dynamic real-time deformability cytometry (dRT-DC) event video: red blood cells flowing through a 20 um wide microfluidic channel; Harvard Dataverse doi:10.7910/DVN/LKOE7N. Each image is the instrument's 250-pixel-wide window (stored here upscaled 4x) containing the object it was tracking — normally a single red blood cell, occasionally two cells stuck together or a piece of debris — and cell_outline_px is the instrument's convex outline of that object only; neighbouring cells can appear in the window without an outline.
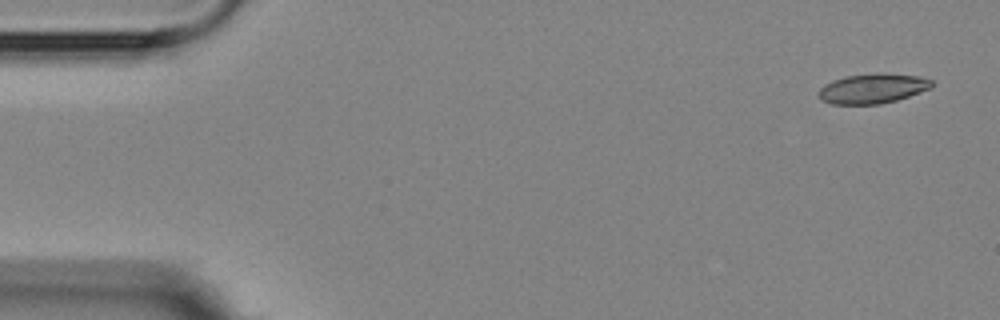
{"species": "Egyptian fruit bat (a non-hibernating species)", "species_latin": "Rousettus aegyptiacus", "temperature_condition": "room temperature", "stored_images_in_passage": 5, "camera_frame_rate_fps": 3000, "um_per_image_px": 0.085, "animal": {"sex": "female"}, "frame": {"image": 1, "passage_image": 1, "time_ms": 0.0, "image_size_px": [1000, 320], "cell_outline_px": [[932, 88], [896, 100], [880, 104], [832, 104], [820, 100], [820, 88], [824, 84], [832, 80], [848, 76], [876, 72], [916, 76], [932, 80]], "centroid_in_image_um": [74.16, 7.52], "position_along_channel_um": 10.8, "area_um2": 19.54}}